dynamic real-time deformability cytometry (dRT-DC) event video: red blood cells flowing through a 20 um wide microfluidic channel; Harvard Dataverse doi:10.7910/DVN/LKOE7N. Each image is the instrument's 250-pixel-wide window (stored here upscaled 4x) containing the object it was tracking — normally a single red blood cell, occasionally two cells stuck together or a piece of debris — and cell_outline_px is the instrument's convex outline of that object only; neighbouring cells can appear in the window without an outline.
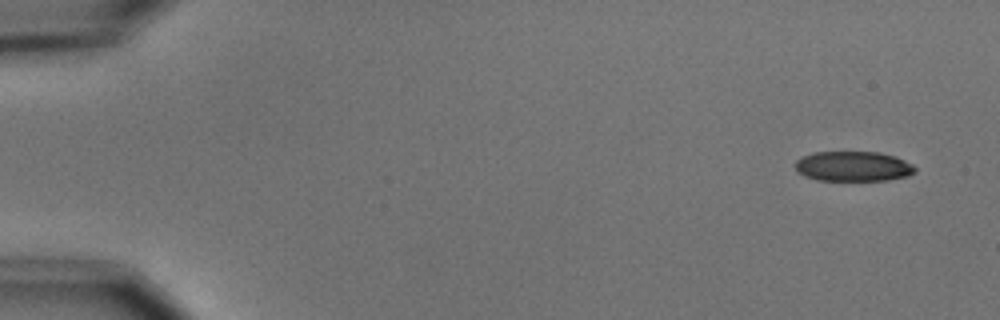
{"species": "common noctule bat (a hibernating species)", "species_latin": "Nyctalus noctula", "temperature_condition": "cold", "stored_images_in_passage": 4, "camera_frame_rate_fps": 3000, "um_per_image_px": 0.085, "animal": {"sex": "male", "body_mass_g": 15.6}, "frame": {"image": 1, "passage_image": 1, "time_ms": 0.0, "image_size_px": [1000, 320], "cell_outline_px": [[916, 172], [908, 176], [888, 180], [816, 180], [804, 176], [796, 172], [796, 160], [804, 156], [816, 152], [880, 152], [896, 156], [912, 164], [916, 168]], "centroid_in_image_um": [72.54, 14.14], "position_along_channel_um": 12.5, "area_um2": 21.04}}
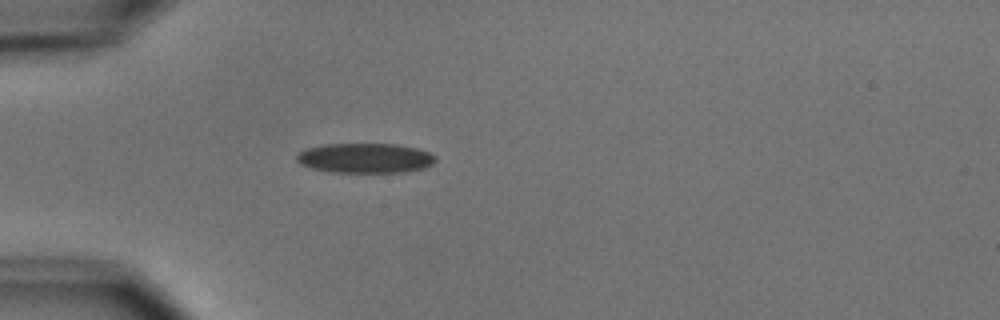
{"frame": {"image": 2, "passage_image": 4, "time_ms": 4.333, "image_size_px": [1000, 320], "cell_outline_px": [[436, 160], [432, 164], [424, 168], [404, 172], [332, 172], [312, 168], [300, 164], [296, 160], [296, 156], [300, 152], [308, 148], [324, 144], [396, 144], [416, 148], [428, 152], [436, 156]], "centroid_in_image_um": [31.05, 13.44], "position_along_channel_um": 54.0, "area_um2": 24.04}}